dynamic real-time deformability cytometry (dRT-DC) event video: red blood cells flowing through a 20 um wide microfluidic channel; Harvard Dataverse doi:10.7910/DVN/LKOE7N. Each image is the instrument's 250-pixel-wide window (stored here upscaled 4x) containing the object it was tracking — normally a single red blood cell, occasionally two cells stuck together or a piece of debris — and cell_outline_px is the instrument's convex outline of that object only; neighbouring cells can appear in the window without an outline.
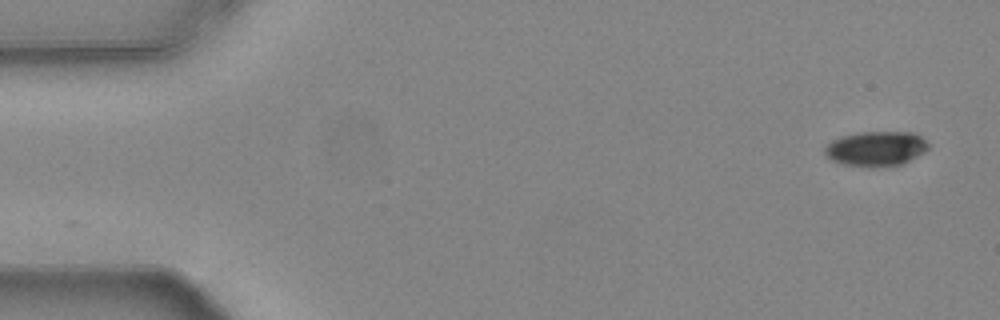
{"species": "common noctule bat (a hibernating species)", "species_latin": "Nyctalus noctula", "temperature_condition": "warm", "stored_images_in_passage": 5, "camera_frame_rate_fps": 3000, "um_per_image_px": 0.085, "animal": {"sex": "female", "body_mass_g": 24.6, "forearm_length_mm": 56.2}, "frame": {"image": 1, "passage_image": 1, "time_ms": 0.0, "image_size_px": [1000, 320], "cell_outline_px": [[928, 148], [924, 152], [904, 164], [868, 168], [840, 164], [832, 160], [824, 152], [824, 148], [832, 140], [844, 136], [860, 132], [912, 132], [920, 136], [928, 144]], "centroid_in_image_um": [74.46, 12.66], "position_along_channel_um": 10.5, "area_um2": 21.1}}